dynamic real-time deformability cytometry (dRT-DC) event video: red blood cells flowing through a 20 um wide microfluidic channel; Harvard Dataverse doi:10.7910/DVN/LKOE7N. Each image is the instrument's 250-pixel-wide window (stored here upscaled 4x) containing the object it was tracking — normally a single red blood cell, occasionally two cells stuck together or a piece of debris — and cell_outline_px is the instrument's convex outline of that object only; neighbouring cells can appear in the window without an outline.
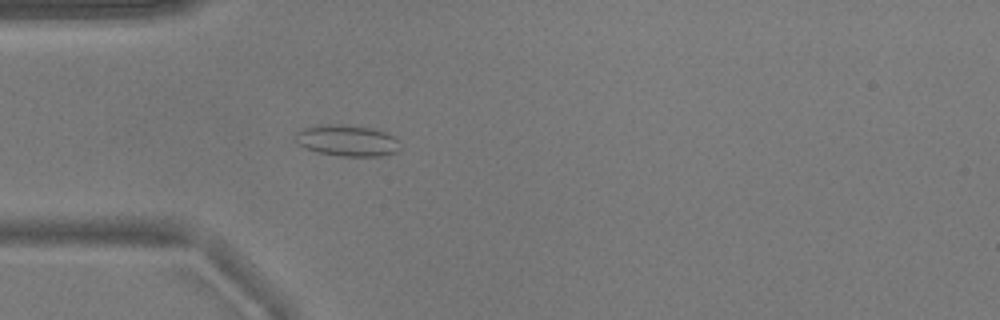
{"species": "common noctule bat (a hibernating species)", "species_latin": "Nyctalus noctula", "temperature_condition": "warm", "stored_images_in_passage": 40, "camera_frame_rate_fps": 3000, "um_per_image_px": 0.085, "animal": {"sex": "male", "body_mass_g": 17.9}, "frame": {"image": 1, "passage_image": 3, "time_ms": 0.667, "image_size_px": [1000, 320], "cell_outline_px": [[400, 148], [396, 152], [380, 156], [340, 156], [320, 152], [304, 148], [292, 140], [296, 132], [304, 128], [324, 124], [332, 124], [372, 128], [384, 132], [400, 140]], "centroid_in_image_um": [29.48, 11.95], "position_along_channel_um": 55.5, "area_um2": 19.07}}
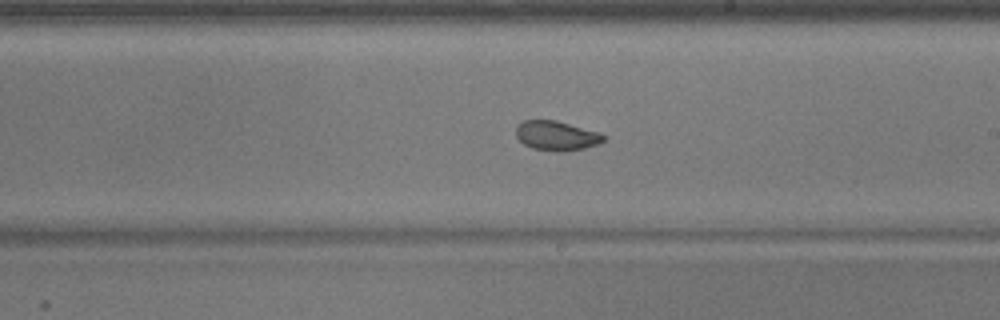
{"frame": {"image": 2, "passage_image": 18, "time_ms": 5.667, "image_size_px": [1000, 320], "cell_outline_px": [[608, 136], [604, 140], [596, 144], [584, 148], [532, 148], [524, 144], [516, 136], [516, 128], [524, 120], [556, 120], [600, 132]], "centroid_in_image_um": [47.32, 11.47], "position_along_channel_um": 241.7, "area_um2": 14.28}}
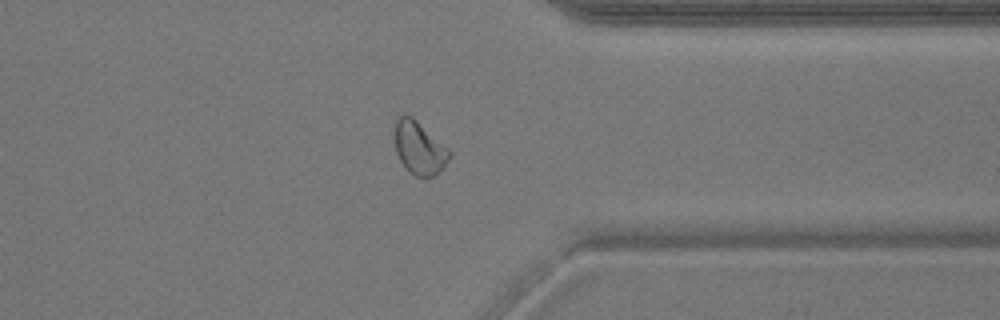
{"frame": {"image": 3, "passage_image": 29, "time_ms": 9.333, "image_size_px": [1000, 320], "cell_outline_px": [[452, 156], [440, 172], [432, 176], [416, 176], [408, 172], [400, 160], [396, 152], [396, 120], [400, 116], [412, 116], [448, 148], [452, 152]], "centroid_in_image_um": [35.68, 12.61], "position_along_channel_um": 375.7, "area_um2": 16.65}, "authors_computed_cell_mechanics": {"area_um2": 15.7216, "velocity_mm_per_s": 3.8067, "shape_relaxation_time_tau1_ms": 4.5557, "shape_relaxation_time_tau2_ms": 1.5026, "deformation_change_tau1": 0.118, "deformation_change_tau2": 0.0693}}